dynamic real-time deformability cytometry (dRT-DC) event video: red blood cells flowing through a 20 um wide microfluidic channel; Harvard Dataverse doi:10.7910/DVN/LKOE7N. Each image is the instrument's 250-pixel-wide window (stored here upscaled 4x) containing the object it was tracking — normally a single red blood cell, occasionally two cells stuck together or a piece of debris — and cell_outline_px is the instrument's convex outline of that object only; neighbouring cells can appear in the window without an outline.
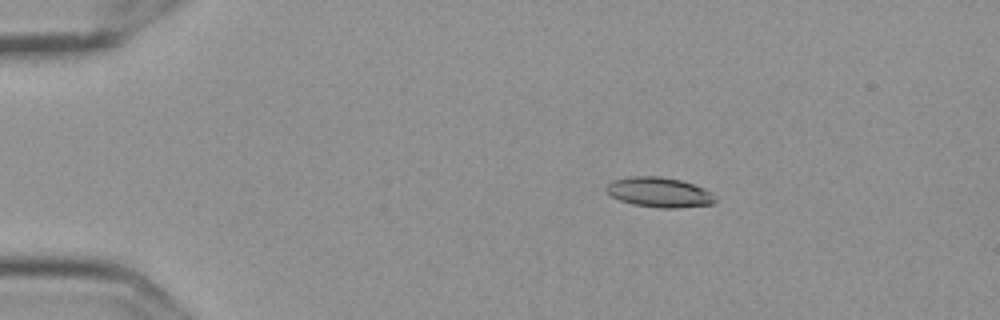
{"species": "Egyptian fruit bat (a non-hibernating species)", "species_latin": "Rousettus aegyptiacus", "temperature_condition": "cold", "stored_images_in_passage": 57, "camera_frame_rate_fps": 3000, "um_per_image_px": 0.085, "frame": {"image": 1, "passage_image": 10, "time_ms": 3.0, "image_size_px": [1000, 320], "cell_outline_px": [[716, 200], [712, 204], [676, 208], [660, 208], [632, 204], [620, 200], [612, 196], [604, 188], [612, 180], [632, 176], [660, 176], [680, 180], [704, 188], [712, 192], [716, 196]], "centroid_in_image_um": [56.04, 16.34], "position_along_channel_um": 29.0, "area_um2": 19.02}}
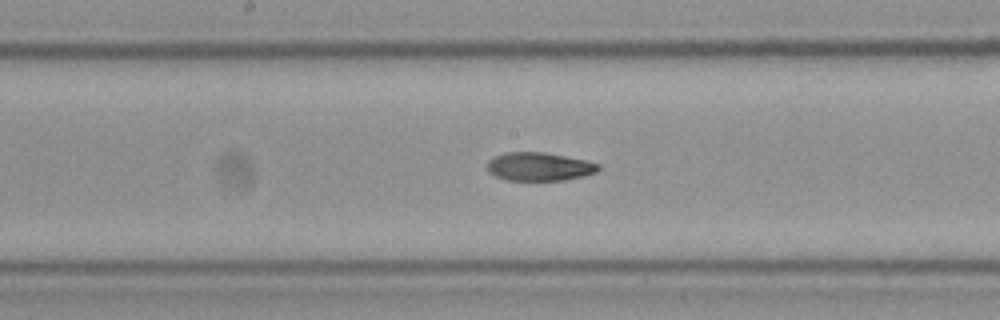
{"frame": {"image": 2, "passage_image": 30, "time_ms": 9.667, "image_size_px": [1000, 320], "cell_outline_px": [[600, 168], [596, 172], [584, 176], [564, 180], [504, 180], [488, 172], [488, 160], [492, 156], [504, 152], [544, 152], [584, 160], [600, 164]], "centroid_in_image_um": [45.8, 14.16], "position_along_channel_um": 202.4, "area_um2": 18.44}}
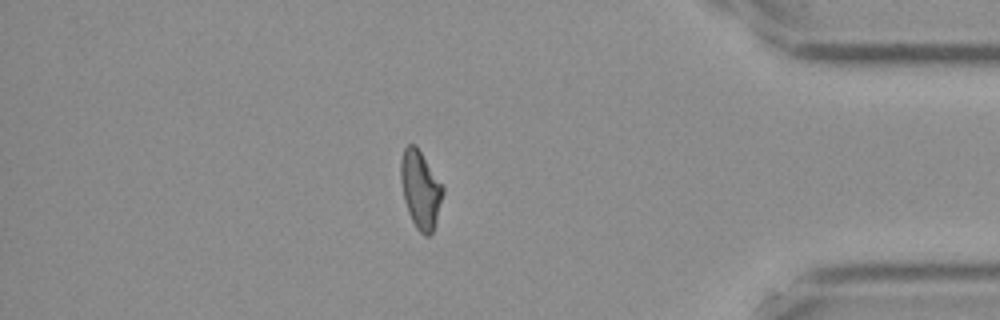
{"frame": {"image": 3, "passage_image": 49, "time_ms": 16.0, "image_size_px": [1000, 320], "cell_outline_px": [[444, 192], [436, 220], [432, 232], [428, 236], [424, 236], [416, 228], [408, 212], [404, 200], [400, 180], [400, 160], [404, 148], [408, 144], [416, 144], [444, 184]], "centroid_in_image_um": [35.74, 16.06], "position_along_channel_um": 399.5, "area_um2": 19.42}, "authors_computed_cell_mechanics": {"area_um2": 18.9006, "velocity_mm_per_s": 3.6013, "shape_relaxation_time_tau1_ms": null, "shape_relaxation_time_tau2_ms": 3.8857, "deformation_change_tau1": null, "deformation_change_tau2": 0.098}}